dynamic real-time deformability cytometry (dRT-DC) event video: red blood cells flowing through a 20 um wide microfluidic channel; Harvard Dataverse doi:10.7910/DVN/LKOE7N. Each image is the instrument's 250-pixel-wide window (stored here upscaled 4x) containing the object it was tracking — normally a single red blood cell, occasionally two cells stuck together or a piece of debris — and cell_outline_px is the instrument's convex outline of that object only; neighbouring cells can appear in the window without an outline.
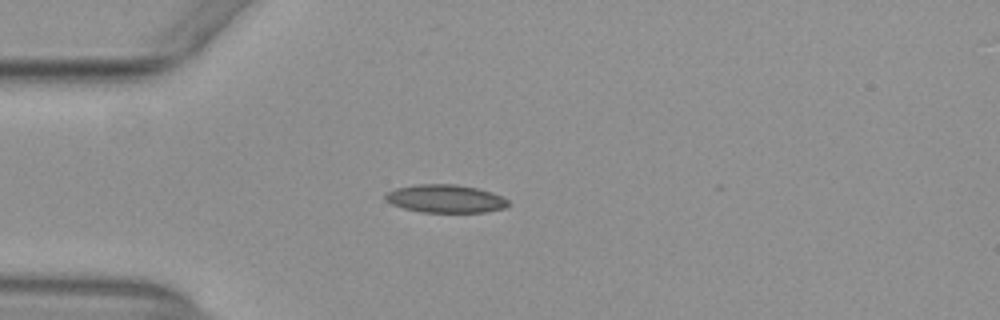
{"species": "common noctule bat (a hibernating species)", "species_latin": "Nyctalus noctula", "temperature_condition": "warm", "stored_images_in_passage": 52, "camera_frame_rate_fps": 3000, "um_per_image_px": 0.085, "animal": {"sex": "female", "body_mass_g": 29.2, "forearm_length_mm": 56.3}, "frame": {"image": 1, "passage_image": 14, "time_ms": 4.333, "image_size_px": [1000, 320], "cell_outline_px": [[512, 204], [504, 208], [484, 212], [420, 212], [404, 208], [392, 204], [384, 200], [384, 192], [396, 188], [416, 184], [456, 184], [476, 188], [492, 192], [508, 200]], "centroid_in_image_um": [37.83, 16.88], "position_along_channel_um": 47.2, "area_um2": 20.23}}
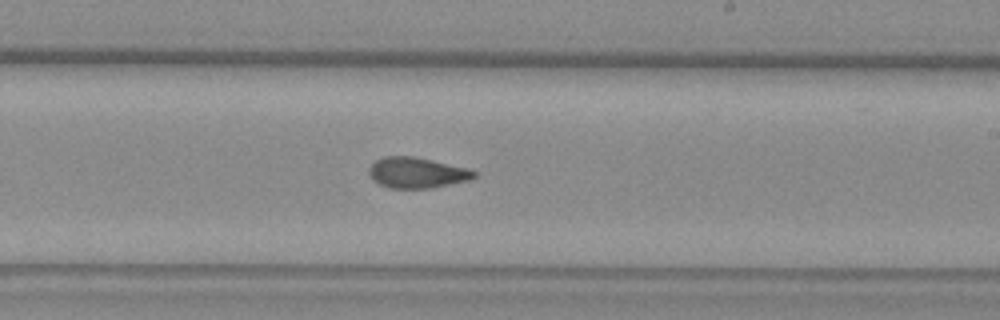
{"frame": {"image": 2, "passage_image": 31, "time_ms": 10.0, "image_size_px": [1000, 320], "cell_outline_px": [[476, 176], [472, 180], [432, 188], [388, 188], [372, 180], [368, 172], [368, 168], [376, 160], [384, 156], [412, 156], [432, 160], [468, 168], [476, 172]], "centroid_in_image_um": [35.44, 14.69], "position_along_channel_um": 253.6, "area_um2": 18.96}}
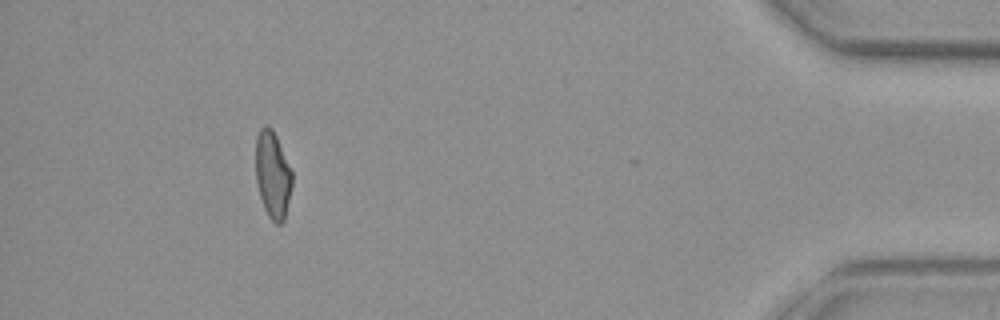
{"frame": {"image": 3, "passage_image": 48, "time_ms": 15.667, "image_size_px": [1000, 320], "cell_outline_px": [[292, 184], [284, 220], [280, 224], [276, 224], [268, 216], [264, 208], [260, 196], [256, 180], [256, 136], [260, 128], [272, 128], [276, 136], [292, 172]], "centroid_in_image_um": [23.17, 14.88], "position_along_channel_um": 412.0, "area_um2": 18.15}, "authors_computed_cell_mechanics": {"area_um2": 19.0162, "velocity_mm_per_s": 3.9269, "shape_relaxation_time_tau1_ms": 11.0175, "shape_relaxation_time_tau2_ms": 1.8922, "deformation_change_tau1": 0.2772, "deformation_change_tau2": 0.0855}}